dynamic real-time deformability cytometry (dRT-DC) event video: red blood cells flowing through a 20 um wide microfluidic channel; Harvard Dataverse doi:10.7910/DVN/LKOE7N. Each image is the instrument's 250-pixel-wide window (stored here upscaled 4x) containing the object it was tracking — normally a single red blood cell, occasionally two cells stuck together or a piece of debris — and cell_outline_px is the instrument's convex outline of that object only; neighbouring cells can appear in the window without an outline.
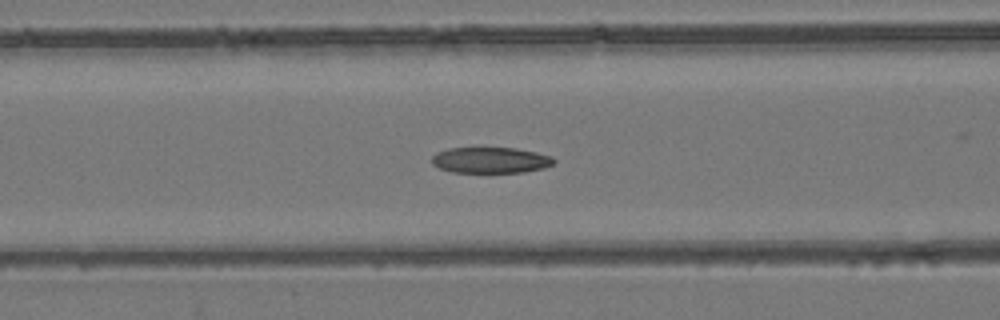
{"species": "common noctule bat (a hibernating species)", "species_latin": "Nyctalus noctula", "temperature_condition": "room temperature", "stored_images_in_passage": 56, "camera_frame_rate_fps": 3000, "um_per_image_px": 0.085, "animal": {"sex": "female", "body_mass_g": 24.6, "forearm_length_mm": 56.2}, "frame": {"image": 1, "passage_image": 23, "time_ms": 7.333, "image_size_px": [1000, 320], "cell_outline_px": [[556, 164], [544, 168], [524, 172], [452, 172], [440, 168], [432, 164], [432, 156], [436, 152], [448, 148], [476, 144], [480, 144], [516, 148], [536, 152], [552, 156], [556, 160]], "centroid_in_image_um": [41.69, 13.55], "position_along_channel_um": 124.9, "area_um2": 19.59}}
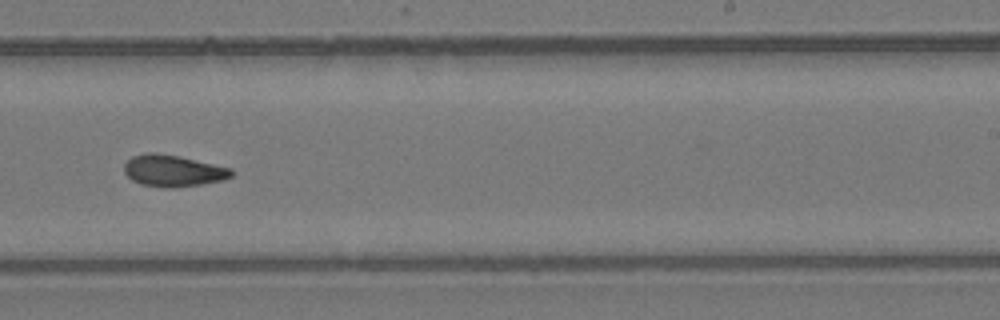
{"frame": {"image": 2, "passage_image": 35, "time_ms": 11.333, "image_size_px": [1000, 320], "cell_outline_px": [[232, 176], [224, 180], [200, 184], [172, 188], [164, 188], [140, 184], [132, 180], [124, 172], [124, 164], [132, 156], [148, 152], [156, 152], [180, 156], [232, 168]], "centroid_in_image_um": [14.7, 14.51], "position_along_channel_um": 274.3, "area_um2": 19.88}}
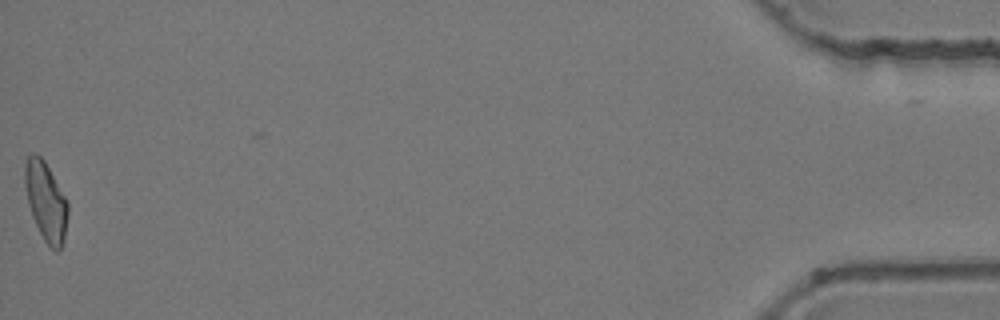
{"frame": {"image": 3, "passage_image": 56, "time_ms": 18.333, "image_size_px": [1000, 320], "cell_outline_px": [[68, 216], [64, 240], [60, 248], [56, 252], [44, 240], [32, 216], [28, 204], [24, 184], [24, 164], [28, 156], [32, 152], [36, 152], [44, 160], [68, 200]], "centroid_in_image_um": [3.9, 17.08], "position_along_channel_um": 431.3, "area_um2": 19.94}, "authors_computed_cell_mechanics": {"area_um2": 19.8254, "velocity_mm_per_s": 3.7474, "shape_relaxation_time_tau1_ms": null, "shape_relaxation_time_tau2_ms": 6.0161, "deformation_change_tau1": null, "deformation_change_tau2": 0.1316}}